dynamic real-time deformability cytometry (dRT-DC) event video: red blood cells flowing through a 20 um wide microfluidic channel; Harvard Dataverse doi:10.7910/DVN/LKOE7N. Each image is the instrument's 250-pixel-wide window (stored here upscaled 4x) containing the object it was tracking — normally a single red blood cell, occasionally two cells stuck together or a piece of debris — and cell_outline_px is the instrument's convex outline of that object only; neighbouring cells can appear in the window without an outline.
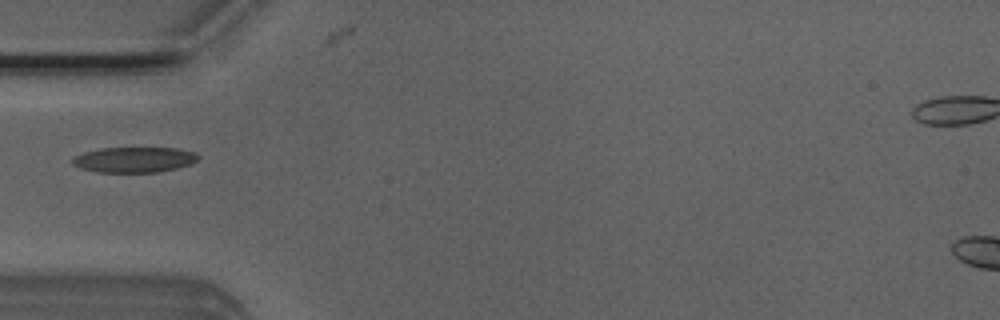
{"species": "Egyptian fruit bat (a non-hibernating species)", "species_latin": "Rousettus aegyptiacus", "temperature_condition": "room temperature", "stored_images_in_passage": 1, "camera_frame_rate_fps": 3000, "um_per_image_px": 0.085, "animal": {"sex": "male"}, "frame": {"image": 1, "passage_image": 1, "time_ms": 0.0, "image_size_px": [1000, 320], "cell_outline_px": [[200, 156], [196, 160], [188, 164], [176, 168], [156, 172], [96, 172], [80, 168], [72, 164], [72, 156], [84, 152], [100, 148], [180, 148], [196, 152]], "centroid_in_image_um": [11.37, 13.56], "position_along_channel_um": 73.6, "area_um2": 18.67}}